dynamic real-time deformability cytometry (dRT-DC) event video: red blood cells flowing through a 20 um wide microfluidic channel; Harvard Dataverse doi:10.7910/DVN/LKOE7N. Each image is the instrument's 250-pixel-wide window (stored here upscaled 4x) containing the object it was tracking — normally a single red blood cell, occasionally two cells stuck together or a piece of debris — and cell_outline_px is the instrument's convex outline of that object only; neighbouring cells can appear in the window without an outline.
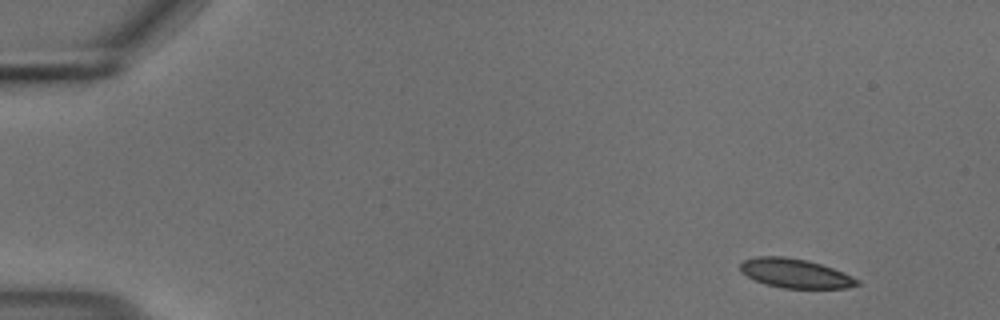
{"species": "common noctule bat (a hibernating species)", "species_latin": "Nyctalus noctula", "temperature_condition": "cold", "stored_images_in_passage": 52, "camera_frame_rate_fps": 3000, "um_per_image_px": 0.085, "animal": {"sex": "male", "body_mass_g": 18.8}, "frame": {"image": 1, "passage_image": 1, "time_ms": 0.0, "image_size_px": [1000, 320], "cell_outline_px": [[860, 284], [848, 288], [784, 288], [764, 284], [740, 272], [740, 264], [744, 260], [756, 256], [784, 256], [808, 260], [832, 268], [852, 276], [860, 280]], "centroid_in_image_um": [67.59, 23.23], "position_along_channel_um": 17.4, "area_um2": 19.88}}
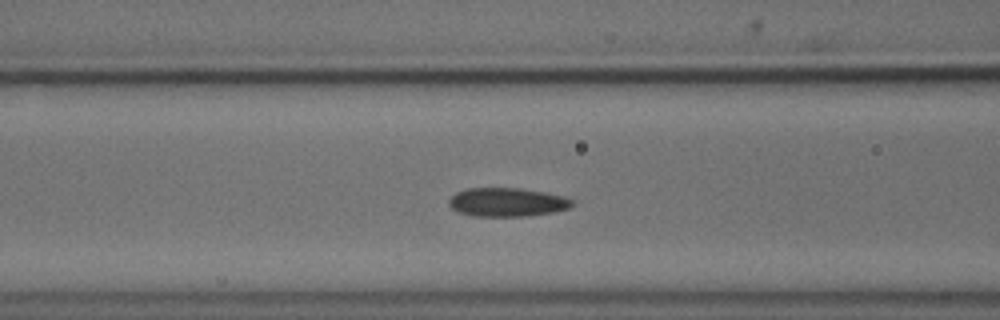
{"frame": {"image": 2, "passage_image": 19, "time_ms": 6.0, "image_size_px": [1000, 320], "cell_outline_px": [[576, 204], [568, 208], [552, 212], [528, 216], [472, 216], [460, 212], [452, 208], [448, 204], [448, 200], [456, 192], [468, 188], [520, 188], [544, 192], [560, 196], [572, 200]], "centroid_in_image_um": [43.08, 17.18], "position_along_channel_um": 123.5, "area_um2": 20.52}}
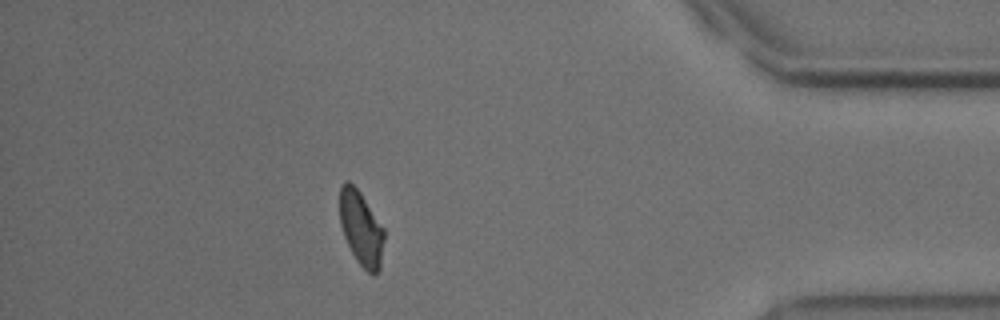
{"frame": {"image": 3, "passage_image": 45, "time_ms": 14.667, "image_size_px": [1000, 320], "cell_outline_px": [[384, 240], [380, 268], [376, 276], [368, 272], [356, 260], [344, 236], [340, 224], [340, 184], [348, 180], [360, 192], [384, 228]], "centroid_in_image_um": [30.7, 19.41], "position_along_channel_um": 404.5, "area_um2": 19.19}}